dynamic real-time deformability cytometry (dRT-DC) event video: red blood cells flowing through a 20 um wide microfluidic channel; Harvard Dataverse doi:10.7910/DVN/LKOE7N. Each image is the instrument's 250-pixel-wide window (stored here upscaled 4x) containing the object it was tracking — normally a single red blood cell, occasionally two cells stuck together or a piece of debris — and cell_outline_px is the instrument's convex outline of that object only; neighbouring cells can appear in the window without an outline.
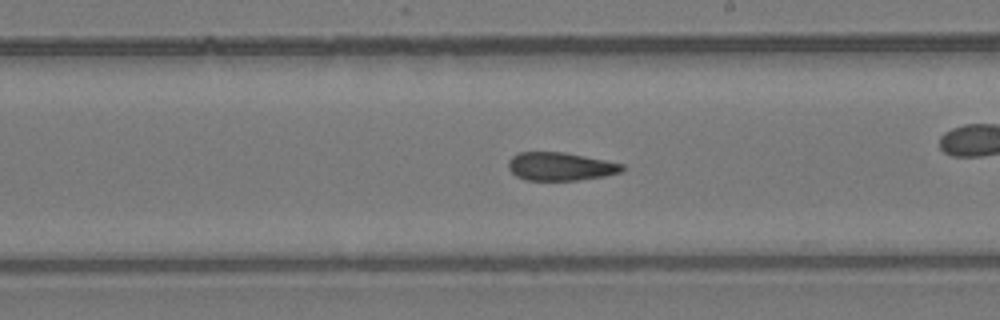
{"species": "common noctule bat (a hibernating species)", "species_latin": "Nyctalus noctula", "temperature_condition": "room temperature", "stored_images_in_passage": 54, "camera_frame_rate_fps": 3000, "um_per_image_px": 0.085, "animal": {"sex": "female", "body_mass_g": 24.6, "forearm_length_mm": 56.2}, "frame": {"image": 1, "passage_image": 31, "time_ms": 10.0, "image_size_px": [1000, 320], "cell_outline_px": [[628, 168], [624, 172], [604, 176], [576, 180], [524, 180], [516, 176], [508, 168], [508, 160], [512, 156], [520, 152], [564, 152], [624, 164]], "centroid_in_image_um": [47.66, 14.15], "position_along_channel_um": 241.3, "area_um2": 18.84}, "authors_computed_cell_mechanics": {"area_um2": 19.652, "velocity_mm_per_s": 3.95, "shape_relaxation_time_tau1_ms": null, "shape_relaxation_time_tau2_ms": 3.3914, "deformation_change_tau1": null, "deformation_change_tau2": 0.0986}}